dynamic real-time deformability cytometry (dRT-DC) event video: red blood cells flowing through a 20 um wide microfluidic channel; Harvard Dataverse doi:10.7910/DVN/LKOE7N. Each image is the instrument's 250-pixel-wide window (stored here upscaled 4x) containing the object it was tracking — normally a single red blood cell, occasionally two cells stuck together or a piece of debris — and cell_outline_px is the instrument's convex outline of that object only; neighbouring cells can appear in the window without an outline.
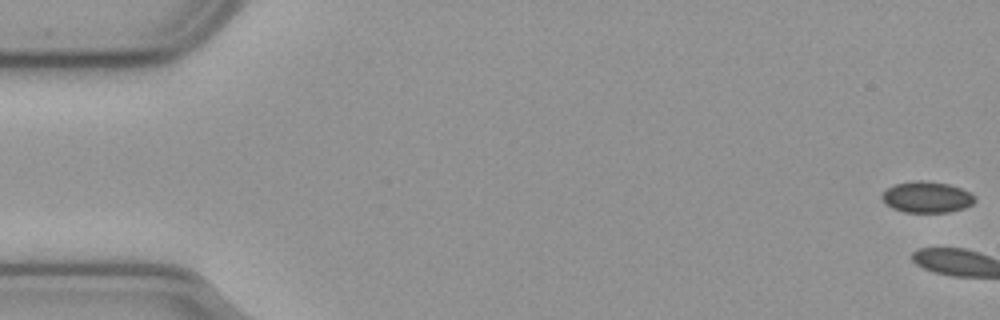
{"species": "common noctule bat (a hibernating species)", "species_latin": "Nyctalus noctula", "temperature_condition": "cold", "stored_images_in_passage": 13, "camera_frame_rate_fps": 3000, "um_per_image_px": 0.085, "animal": {"sex": "male", "body_mass_g": 23.1, "forearm_length_mm": 52.7}, "frame": {"image": 1, "passage_image": 1, "time_ms": 0.0, "image_size_px": [1000, 320], "cell_outline_px": [[976, 200], [972, 204], [964, 208], [948, 212], [904, 212], [892, 208], [880, 196], [892, 184], [916, 180], [924, 180], [948, 184], [960, 188], [976, 196]], "centroid_in_image_um": [78.78, 16.75], "position_along_channel_um": 6.2, "area_um2": 16.82}}